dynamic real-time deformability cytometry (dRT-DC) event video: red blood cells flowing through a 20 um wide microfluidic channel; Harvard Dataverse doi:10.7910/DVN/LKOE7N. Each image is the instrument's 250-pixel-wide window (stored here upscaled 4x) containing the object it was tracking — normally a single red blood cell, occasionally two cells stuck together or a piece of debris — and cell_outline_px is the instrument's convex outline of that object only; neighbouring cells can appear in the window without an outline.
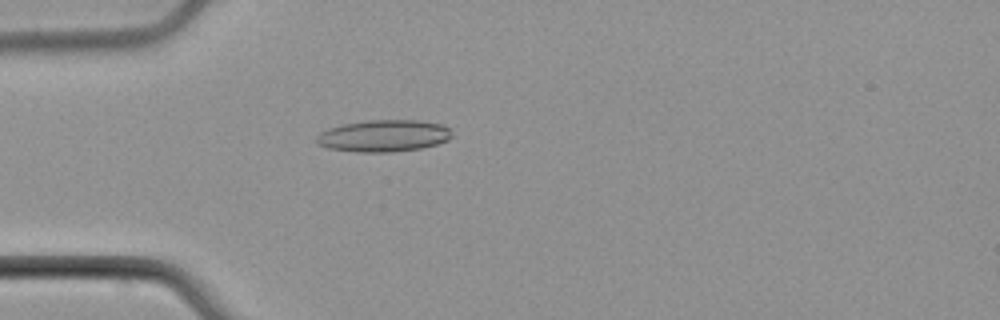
{"species": "common noctule bat (a hibernating species)", "species_latin": "Nyctalus noctula", "temperature_condition": "cold", "stored_images_in_passage": 2, "camera_frame_rate_fps": 3000, "um_per_image_px": 0.085, "animal": {"sex": "male", "body_mass_g": 21.5, "forearm_length_mm": 52.0}, "frame": {"image": 1, "passage_image": 1, "time_ms": 0.0, "image_size_px": [1000, 320], "cell_outline_px": [[452, 136], [448, 140], [436, 144], [420, 148], [392, 152], [356, 152], [328, 148], [316, 144], [316, 136], [320, 132], [328, 128], [344, 124], [368, 120], [416, 120], [440, 124], [448, 128]], "centroid_in_image_um": [32.57, 11.55], "position_along_channel_um": 52.4, "area_um2": 25.09}}